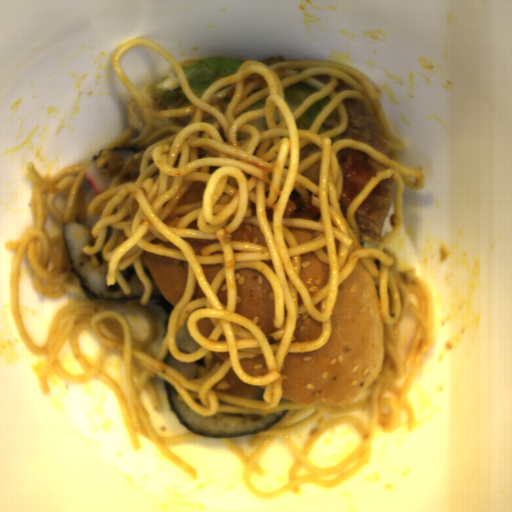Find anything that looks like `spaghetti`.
Here are the masks:
<instances>
[{
    "instance_id": "1",
    "label": "spaghetti",
    "mask_w": 512,
    "mask_h": 512,
    "mask_svg": "<svg viewBox=\"0 0 512 512\" xmlns=\"http://www.w3.org/2000/svg\"><path fill=\"white\" fill-rule=\"evenodd\" d=\"M136 46L154 50L175 67L193 104L179 110L150 109L121 66V57ZM111 66L140 107L144 124L136 137L127 127L103 148L140 151L125 160L86 210L84 174L93 158L63 166L53 177H43L33 162L27 163L32 226L19 241L4 243V249L15 251L9 297L18 336L34 356H47L39 374L43 396L49 395L52 369L77 386L95 378L114 394L133 449L142 450L141 437L146 439L196 481L197 468L168 444L201 436L191 430L159 436L139 399L145 388L153 410L164 408L157 376L173 385L178 401L201 416H262L287 410L276 424L251 437L250 455L234 437L219 441L242 465L247 490L264 501L288 491L297 494L303 484L331 491L367 464L378 430L395 433L402 410L408 431L415 429L409 394L434 334L435 291L415 274L414 264L400 266L397 252L387 247L403 226L404 183L420 191L425 175L402 164L398 154L407 143L391 127L380 101L383 93L343 62L267 65L252 59L195 93L178 58L138 37L116 48ZM302 81L321 92L291 113L284 89ZM348 98L369 107L384 131L391 159L361 140L338 139L332 145V138L347 127L343 101ZM347 147L369 155L378 174L352 201L346 220L339 205L343 174L336 154ZM389 178L396 185L393 231L385 232L378 248L360 247L355 210ZM86 212L97 216L90 231L93 245L81 251L89 267L107 263V287L117 283L129 296L132 291L122 272L133 265L143 286L139 302L85 296L72 272L63 230L70 220L85 223ZM25 250L37 292L48 298L68 295V304L54 315L41 346L33 344L18 303ZM145 250L188 261L185 291L170 314L158 357L150 347L158 331L157 316L148 307L153 285L139 258ZM312 252L329 264V279L311 299L298 274L300 255ZM359 259L379 291L385 323L380 375L346 408L280 404L287 353H306L326 344L339 285ZM241 268L268 278L278 330L266 335L256 323L234 313V270ZM306 312L322 323L321 335L316 341L292 343L298 316ZM230 367L246 383L266 385L264 401L211 390ZM341 423L357 430L363 439L360 446L340 463L318 467L308 458L315 442ZM277 435L297 459L288 484L262 491L253 485L251 474L265 475L259 458Z\"/></svg>"
}]
</instances>
